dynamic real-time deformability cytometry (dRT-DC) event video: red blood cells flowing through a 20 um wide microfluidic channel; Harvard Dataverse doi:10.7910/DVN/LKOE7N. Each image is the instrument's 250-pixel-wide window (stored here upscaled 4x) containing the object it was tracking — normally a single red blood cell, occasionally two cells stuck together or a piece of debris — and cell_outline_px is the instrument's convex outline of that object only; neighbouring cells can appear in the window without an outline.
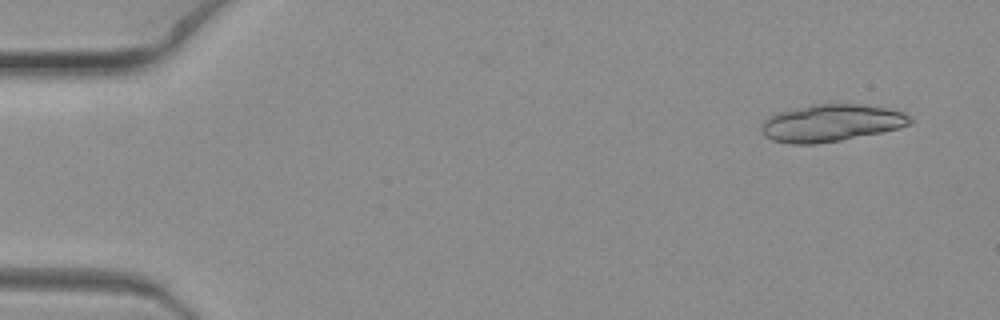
{"species": "common noctule bat (a hibernating species)", "species_latin": "Nyctalus noctula", "temperature_condition": "warm", "stored_images_in_passage": 8, "camera_frame_rate_fps": 3000, "um_per_image_px": 0.085, "animal": {"sex": "female", "body_mass_g": 19.3, "forearm_length_mm": 54.1}, "frame": {"image": 1, "passage_image": 1, "time_ms": 0.0, "image_size_px": [1000, 320], "cell_outline_px": [[912, 124], [900, 128], [840, 140], [816, 144], [792, 144], [772, 140], [764, 136], [760, 132], [760, 124], [768, 116], [776, 112], [792, 108], [812, 104], [860, 104], [888, 108], [904, 112], [912, 116]], "centroid_in_image_um": [70.62, 10.44], "position_along_channel_um": 14.4, "area_um2": 32.6}}
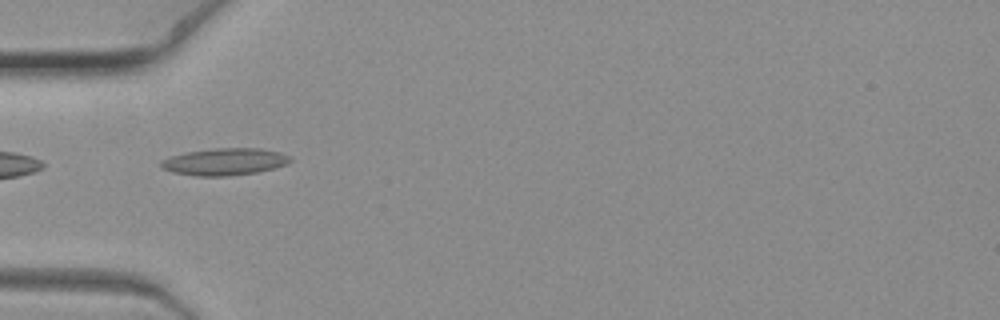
{"frame": {"image": 2, "passage_image": 6, "time_ms": 1.667, "image_size_px": [1000, 320], "cell_outline_px": [[292, 160], [284, 164], [272, 168], [256, 172], [228, 176], [196, 176], [172, 172], [160, 168], [160, 160], [172, 156], [188, 152], [216, 148], [260, 148], [280, 152], [288, 156]], "centroid_in_image_um": [19.04, 13.75], "position_along_channel_um": 66.0, "area_um2": 20.17}}
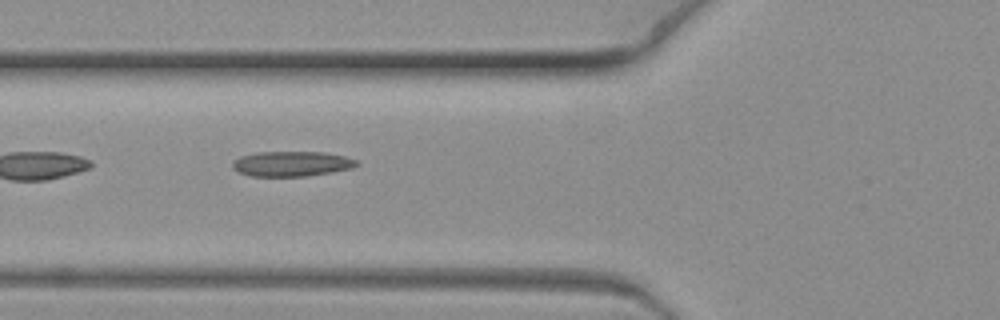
{"frame": {"image": 3, "passage_image": 7, "time_ms": 2.0, "image_size_px": [1000, 320], "cell_outline_px": [[360, 164], [352, 168], [308, 176], [248, 176], [232, 168], [232, 160], [240, 156], [256, 152], [324, 152], [344, 156], [356, 160]], "centroid_in_image_um": [24.76, 13.92], "position_along_channel_um": 101.0, "area_um2": 18.21}}